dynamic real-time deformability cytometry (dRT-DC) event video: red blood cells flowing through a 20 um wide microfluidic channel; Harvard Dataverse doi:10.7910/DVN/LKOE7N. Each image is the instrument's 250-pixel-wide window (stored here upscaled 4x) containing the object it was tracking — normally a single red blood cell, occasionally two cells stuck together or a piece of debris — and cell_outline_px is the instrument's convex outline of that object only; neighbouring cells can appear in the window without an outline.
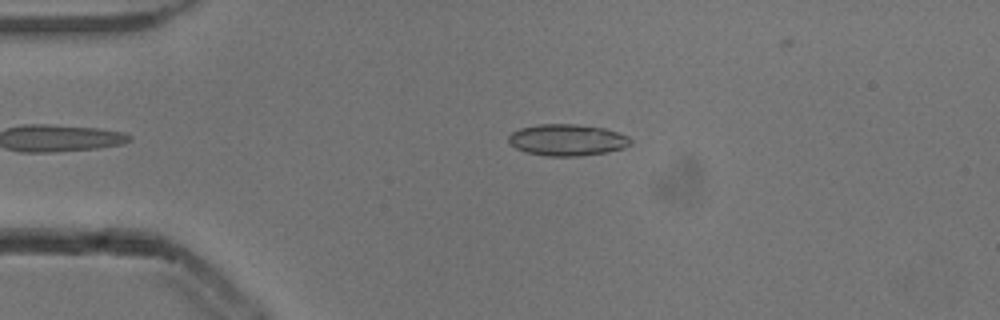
{"species": "common noctule bat (a hibernating species)", "species_latin": "Nyctalus noctula", "temperature_condition": "cold", "stored_images_in_passage": 41, "camera_frame_rate_fps": 3000, "um_per_image_px": 0.085, "animal": {"sex": "male", "body_mass_g": 13.3}, "frame": {"image": 1, "passage_image": 5, "time_ms": 1.333, "image_size_px": [1000, 320], "cell_outline_px": [[632, 144], [624, 148], [604, 152], [580, 156], [548, 156], [528, 152], [516, 148], [508, 140], [508, 136], [512, 132], [520, 128], [536, 124], [576, 124], [604, 128], [628, 136], [632, 140]], "centroid_in_image_um": [48.22, 11.89], "position_along_channel_um": 36.8, "area_um2": 22.31}}
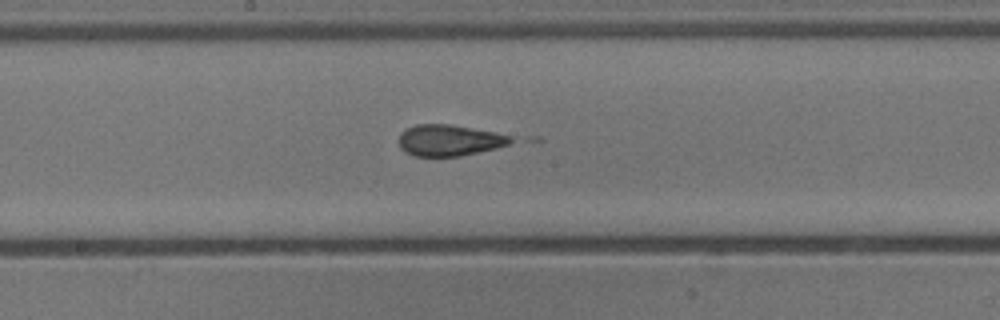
{"frame": {"image": 2, "passage_image": 21, "time_ms": 6.667, "image_size_px": [1000, 320], "cell_outline_px": [[516, 140], [508, 144], [496, 148], [460, 156], [412, 156], [404, 152], [400, 148], [400, 132], [404, 128], [416, 124], [448, 124], [496, 132], [512, 136]], "centroid_in_image_um": [38.17, 11.92], "position_along_channel_um": 210.0, "area_um2": 20.52}}
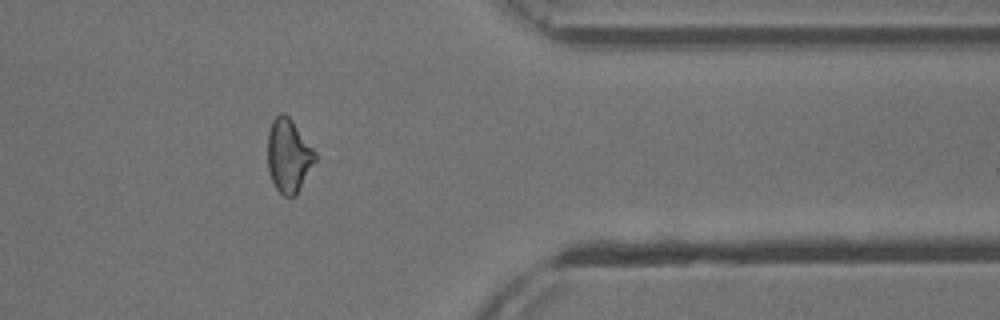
{"frame": {"image": 3, "passage_image": 36, "time_ms": 11.667, "image_size_px": [1000, 320], "cell_outline_px": [[316, 160], [296, 196], [284, 196], [276, 188], [272, 180], [268, 168], [268, 132], [272, 120], [280, 112], [284, 112], [292, 120], [316, 152]], "centroid_in_image_um": [24.53, 13.22], "position_along_channel_um": 386.9, "area_um2": 20.29}, "authors_computed_cell_mechanics": {"area_um2": 20.7502, "velocity_mm_per_s": 3.893, "shape_relaxation_time_tau1_ms": 8.7065, "shape_relaxation_time_tau2_ms": null, "deformation_change_tau1": 0.1886, "deformation_change_tau2": null}}